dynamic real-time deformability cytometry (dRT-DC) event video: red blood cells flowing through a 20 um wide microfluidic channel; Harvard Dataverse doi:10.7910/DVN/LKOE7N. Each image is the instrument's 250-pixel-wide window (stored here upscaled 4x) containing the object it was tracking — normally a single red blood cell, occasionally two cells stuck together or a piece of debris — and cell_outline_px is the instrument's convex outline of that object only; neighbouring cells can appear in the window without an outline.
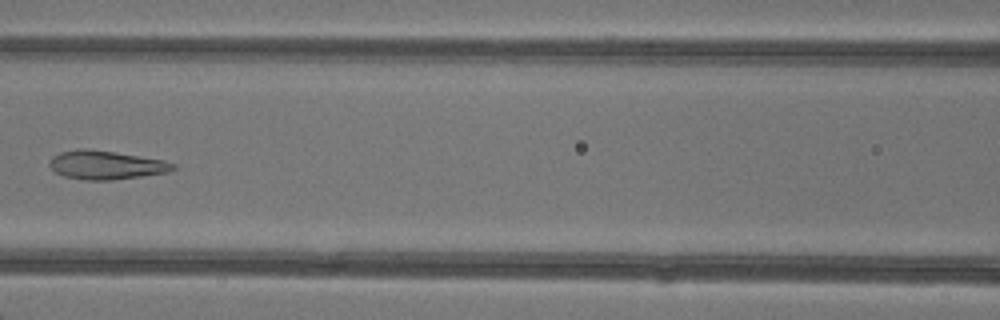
{"species": "common noctule bat (a hibernating species)", "species_latin": "Nyctalus noctula", "temperature_condition": "warm", "stored_images_in_passage": 7, "camera_frame_rate_fps": 3000, "um_per_image_px": 0.085, "animal": {"sex": "female"}, "frame": {"image": 1, "passage_image": 6, "time_ms": 6.0, "image_size_px": [1000, 320], "cell_outline_px": [[176, 168], [168, 172], [112, 180], [84, 180], [64, 176], [56, 172], [48, 164], [52, 156], [60, 152], [112, 152], [164, 160], [176, 164]], "centroid_in_image_um": [9.07, 14.08], "position_along_channel_um": 157.5, "area_um2": 19.65}}
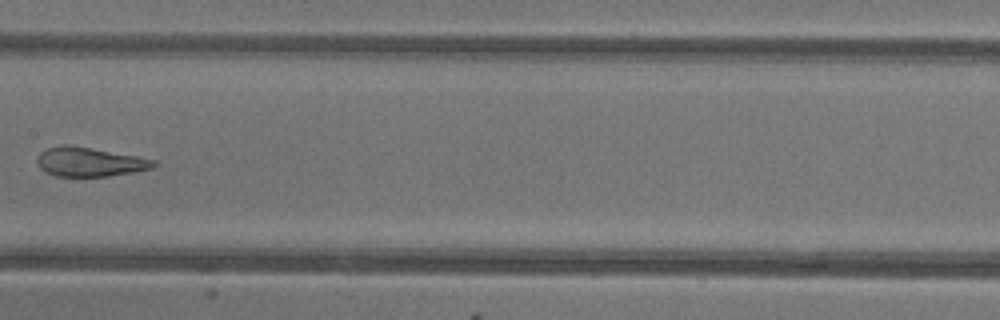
{"frame": {"image": 2, "passage_image": 7, "time_ms": 7.0, "image_size_px": [1000, 320], "cell_outline_px": [[156, 164], [152, 168], [136, 172], [108, 176], [56, 176], [40, 168], [36, 160], [40, 152], [48, 148], [64, 144], [72, 144], [136, 156], [156, 160]], "centroid_in_image_um": [7.62, 13.75], "position_along_channel_um": 199.8, "area_um2": 19.83}}